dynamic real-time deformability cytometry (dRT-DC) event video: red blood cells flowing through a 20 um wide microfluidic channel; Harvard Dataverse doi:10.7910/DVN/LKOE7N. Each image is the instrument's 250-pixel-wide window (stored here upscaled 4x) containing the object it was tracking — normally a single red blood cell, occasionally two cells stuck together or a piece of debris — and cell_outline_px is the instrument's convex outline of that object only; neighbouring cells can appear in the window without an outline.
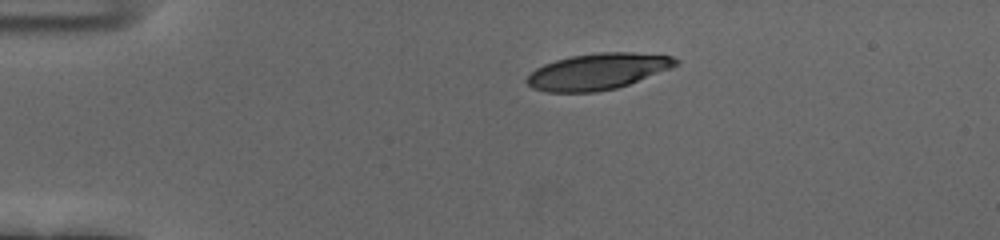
{"species": "human", "species_latin": "Homo sapiens", "temperature_condition": "cold", "stored_images_in_passage": 38, "camera_frame_rate_fps": 3000, "um_per_image_px": 0.085, "donor": {"sex": "female"}, "frame": {"image": 1, "passage_image": 1, "time_ms": 0.0, "image_size_px": [1000, 240], "cell_outline_px": [[680, 64], [628, 84], [616, 88], [596, 92], [548, 92], [532, 88], [524, 80], [536, 68], [544, 64], [556, 60], [572, 56], [600, 52], [632, 52], [672, 56], [680, 60]], "centroid_in_image_um": [50.8, 6.07], "position_along_channel_um": 34.2, "area_um2": 31.21}}
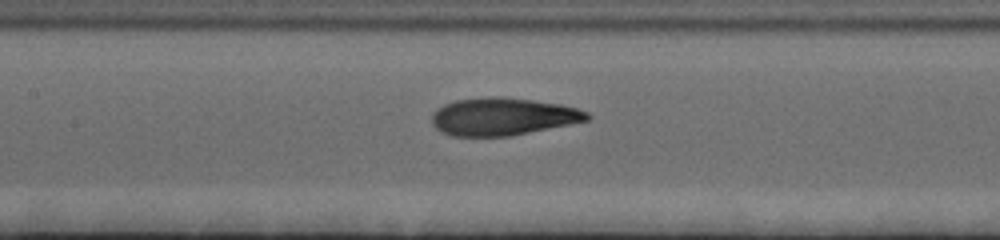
{"frame": {"image": 2, "passage_image": 16, "time_ms": 5.0, "image_size_px": [1000, 240], "cell_outline_px": [[592, 116], [588, 120], [508, 136], [452, 136], [436, 128], [432, 124], [432, 112], [436, 108], [444, 104], [456, 100], [488, 96], [496, 96], [532, 100], [560, 104], [576, 108], [588, 112]], "centroid_in_image_um": [42.7, 9.9], "position_along_channel_um": 164.7, "area_um2": 33.76}}
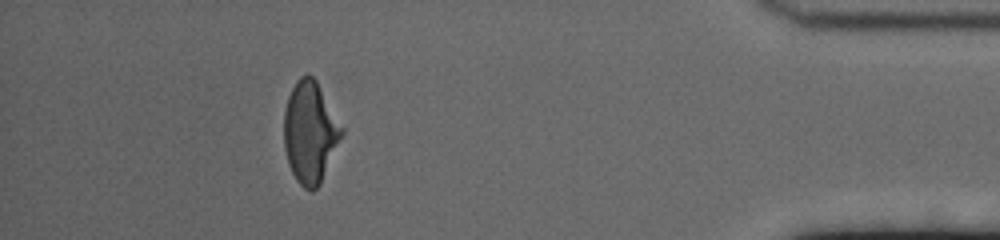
{"frame": {"image": 3, "passage_image": 33, "time_ms": 10.667, "image_size_px": [1000, 240], "cell_outline_px": [[344, 132], [320, 184], [312, 192], [304, 188], [296, 180], [288, 164], [284, 148], [284, 112], [288, 96], [296, 80], [300, 76], [308, 72], [316, 80], [344, 128]], "centroid_in_image_um": [26.35, 11.23], "position_along_channel_um": 408.8, "area_um2": 34.28}, "authors_computed_cell_mechanics": {"area_um2": 33.9575, "velocity_mm_per_s": 3.6752, "shape_relaxation_time_tau1_ms": 4.8178, "shape_relaxation_time_tau2_ms": 1.172, "deformation_change_tau1": 0.2039, "deformation_change_tau2": 0.0846}}